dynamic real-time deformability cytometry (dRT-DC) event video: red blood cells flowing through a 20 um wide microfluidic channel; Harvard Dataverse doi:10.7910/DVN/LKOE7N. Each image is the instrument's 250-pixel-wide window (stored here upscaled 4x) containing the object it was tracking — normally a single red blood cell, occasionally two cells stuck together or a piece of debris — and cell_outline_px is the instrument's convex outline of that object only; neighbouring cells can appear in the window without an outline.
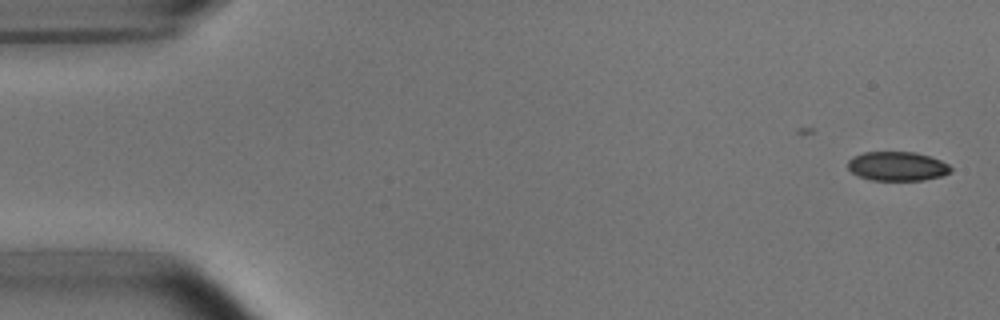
{"species": "common noctule bat (a hibernating species)", "species_latin": "Nyctalus noctula", "temperature_condition": "room temperature", "stored_images_in_passage": 12, "camera_frame_rate_fps": 3000, "um_per_image_px": 0.085, "animal": {"sex": "male", "body_mass_g": 15.6}, "frame": {"image": 1, "passage_image": 1, "time_ms": 0.0, "image_size_px": [1000, 320], "cell_outline_px": [[952, 172], [940, 176], [924, 180], [872, 180], [860, 176], [852, 172], [848, 168], [848, 160], [852, 156], [864, 152], [916, 152], [940, 160], [948, 164], [952, 168]], "centroid_in_image_um": [76.27, 14.12], "position_along_channel_um": 8.7, "area_um2": 17.46}}